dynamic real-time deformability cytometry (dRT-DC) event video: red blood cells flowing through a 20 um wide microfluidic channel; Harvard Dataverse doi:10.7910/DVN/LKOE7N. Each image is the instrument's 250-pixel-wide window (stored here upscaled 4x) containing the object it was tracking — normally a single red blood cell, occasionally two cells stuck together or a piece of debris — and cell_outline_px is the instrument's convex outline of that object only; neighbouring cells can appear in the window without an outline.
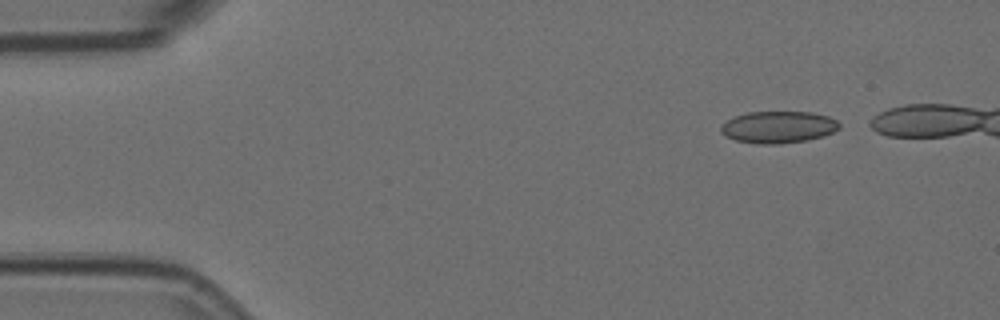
{"species": "Egyptian fruit bat (a non-hibernating species)", "species_latin": "Rousettus aegyptiacus", "temperature_condition": "room temperature", "stored_images_in_passage": 4, "camera_frame_rate_fps": 3000, "um_per_image_px": 0.085, "animal": {"sex": "female"}, "frame": {"image": 1, "passage_image": 1, "time_ms": 0.0, "image_size_px": [1000, 320], "cell_outline_px": [[840, 128], [824, 136], [808, 140], [780, 144], [760, 144], [736, 140], [720, 132], [720, 128], [728, 120], [736, 116], [748, 112], [812, 112], [828, 116], [836, 120], [840, 124]], "centroid_in_image_um": [66.2, 10.8], "position_along_channel_um": 18.8, "area_um2": 21.91}}